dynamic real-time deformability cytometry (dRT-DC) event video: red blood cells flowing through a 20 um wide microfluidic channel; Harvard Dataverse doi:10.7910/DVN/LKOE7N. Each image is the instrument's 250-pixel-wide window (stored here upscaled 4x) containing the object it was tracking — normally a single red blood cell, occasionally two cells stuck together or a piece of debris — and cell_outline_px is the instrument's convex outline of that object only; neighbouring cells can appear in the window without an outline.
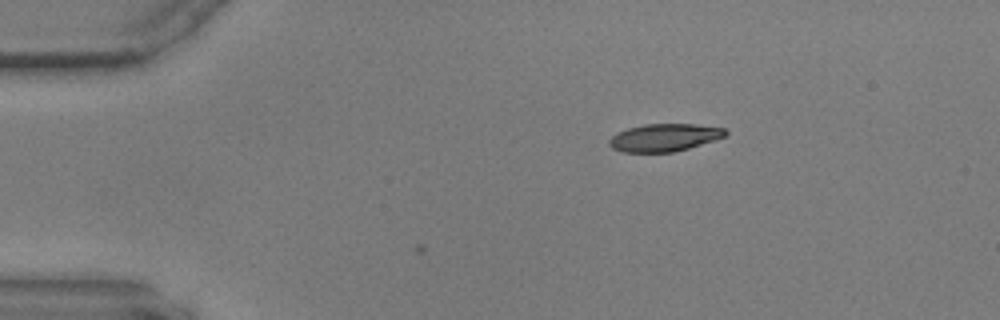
{"species": "common noctule bat (a hibernating species)", "species_latin": "Nyctalus noctula", "temperature_condition": "warm", "stored_images_in_passage": 3, "camera_frame_rate_fps": 3000, "um_per_image_px": 0.085, "animal": {"sex": "male", "body_mass_g": 17.9, "forearm_length_mm": 54.2}, "frame": {"image": 1, "passage_image": 1, "time_ms": 0.0, "image_size_px": [1000, 320], "cell_outline_px": [[728, 132], [724, 136], [716, 140], [688, 148], [672, 152], [624, 152], [612, 148], [608, 144], [608, 140], [612, 136], [628, 128], [644, 124], [696, 124], [724, 128]], "centroid_in_image_um": [56.47, 11.69], "position_along_channel_um": 28.5, "area_um2": 18.61}}